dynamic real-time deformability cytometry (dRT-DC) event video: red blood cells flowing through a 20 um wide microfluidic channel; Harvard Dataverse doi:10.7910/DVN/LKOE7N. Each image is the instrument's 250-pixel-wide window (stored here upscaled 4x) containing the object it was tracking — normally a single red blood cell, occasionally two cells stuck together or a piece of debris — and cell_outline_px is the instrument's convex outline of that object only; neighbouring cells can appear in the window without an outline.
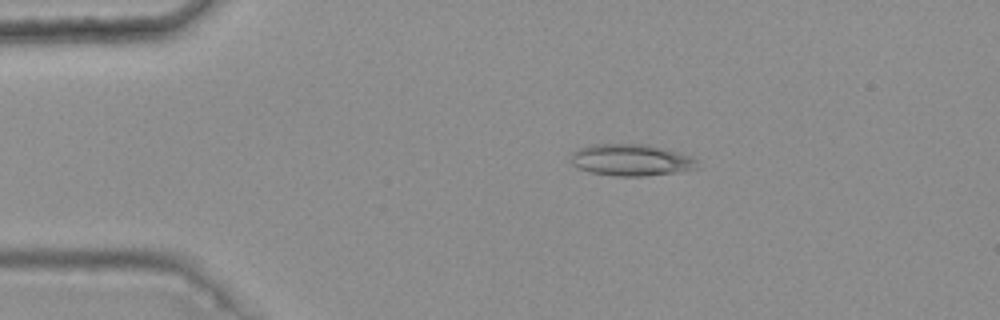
{"species": "common noctule bat (a hibernating species)", "species_latin": "Nyctalus noctula", "temperature_condition": "warm", "stored_images_in_passage": 8, "camera_frame_rate_fps": 3000, "um_per_image_px": 0.085, "animal": {"sex": "female", "body_mass_g": 25.1}, "frame": {"image": 1, "passage_image": 3, "time_ms": 0.667, "image_size_px": [1000, 320], "cell_outline_px": [[700, 168], [680, 172], [644, 176], [612, 176], [588, 172], [572, 164], [572, 152], [588, 144], [648, 144], [664, 148], [692, 156], [696, 160]], "centroid_in_image_um": [53.68, 13.6], "position_along_channel_um": 31.3, "area_um2": 23.64}}
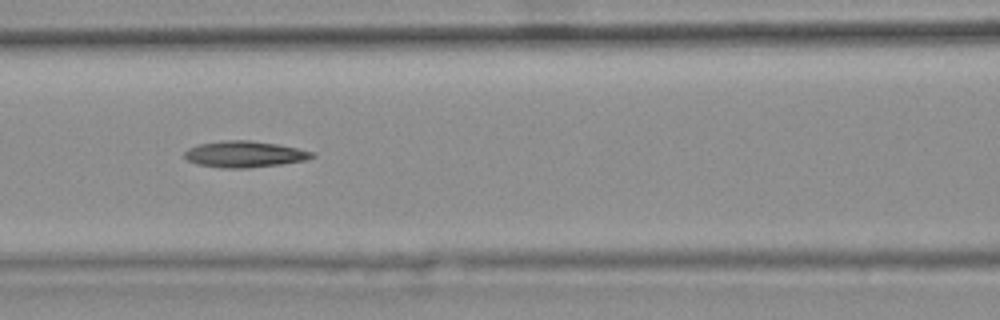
{"frame": {"image": 2, "passage_image": 7, "time_ms": 2.0, "image_size_px": [1000, 320], "cell_outline_px": [[316, 156], [308, 160], [280, 164], [248, 168], [220, 168], [196, 164], [188, 160], [184, 156], [184, 152], [188, 148], [200, 144], [220, 140], [248, 140], [276, 144], [316, 152]], "centroid_in_image_um": [20.79, 13.11], "position_along_channel_um": 145.8, "area_um2": 19.65}}
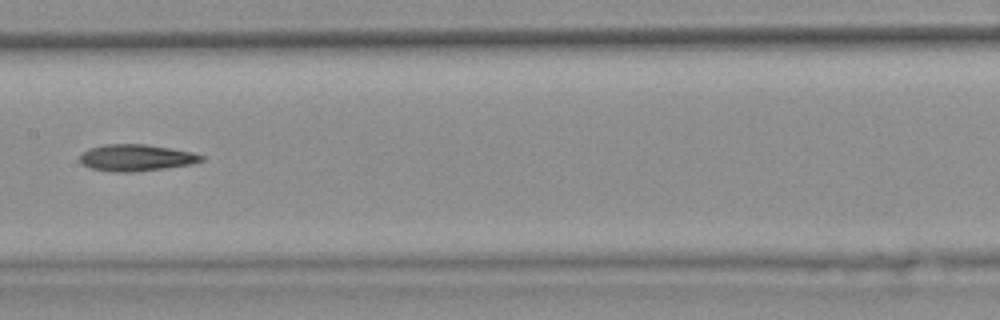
{"frame": {"image": 3, "passage_image": 8, "time_ms": 2.333, "image_size_px": [1000, 320], "cell_outline_px": [[204, 160], [192, 164], [136, 172], [112, 172], [92, 168], [84, 164], [80, 160], [80, 156], [88, 148], [104, 144], [144, 144], [192, 152], [204, 156]], "centroid_in_image_um": [11.58, 13.41], "position_along_channel_um": 195.8, "area_um2": 18.73}}